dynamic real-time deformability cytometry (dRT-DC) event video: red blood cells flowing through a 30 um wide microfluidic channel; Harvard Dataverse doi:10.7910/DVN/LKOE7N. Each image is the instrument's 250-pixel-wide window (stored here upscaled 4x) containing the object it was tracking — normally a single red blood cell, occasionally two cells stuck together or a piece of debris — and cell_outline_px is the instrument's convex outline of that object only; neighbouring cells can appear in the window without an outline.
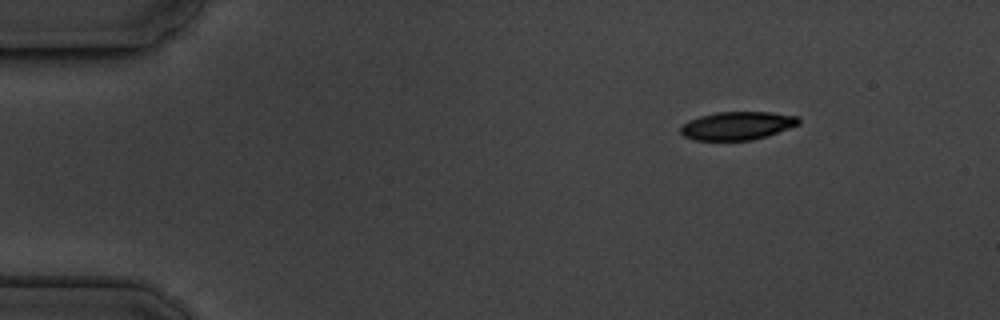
{"species": "common noctule bat (a hibernating species)", "species_latin": "Nyctalus noctula", "temperature_condition": "cold", "stored_images_in_passage": 4, "camera_frame_rate_fps": 3000, "um_per_image_px": 0.085, "animal": {"sex": "male", "body_mass_g": 19.5, "forearm_length_mm": 54.6}, "frame": {"image": 1, "passage_image": 1, "time_ms": 0.0, "image_size_px": [1000, 320], "cell_outline_px": [[800, 124], [752, 140], [692, 140], [684, 136], [680, 132], [680, 128], [688, 120], [700, 116], [716, 112], [768, 112], [796, 116], [800, 120]], "centroid_in_image_um": [62.62, 10.68], "position_along_channel_um": 22.4, "area_um2": 19.19}}
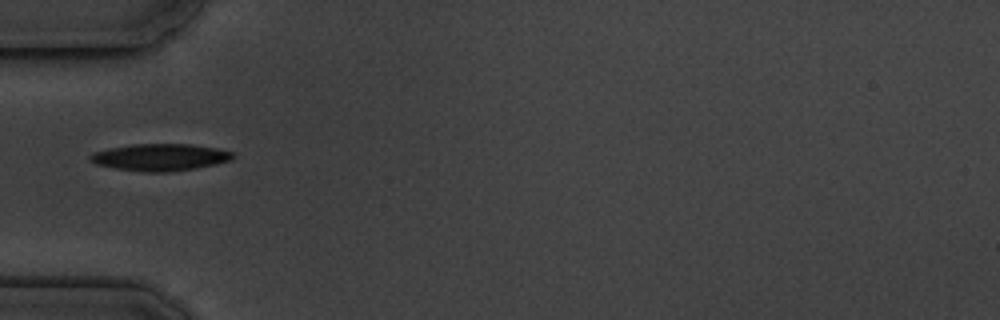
{"frame": {"image": 2, "passage_image": 4, "time_ms": 3.667, "image_size_px": [1000, 320], "cell_outline_px": [[236, 156], [232, 160], [216, 164], [196, 168], [168, 172], [148, 172], [116, 168], [96, 164], [88, 160], [88, 156], [92, 152], [108, 148], [132, 144], [188, 144], [216, 148], [232, 152]], "centroid_in_image_um": [13.6, 13.36], "position_along_channel_um": 71.4, "area_um2": 22.48}}